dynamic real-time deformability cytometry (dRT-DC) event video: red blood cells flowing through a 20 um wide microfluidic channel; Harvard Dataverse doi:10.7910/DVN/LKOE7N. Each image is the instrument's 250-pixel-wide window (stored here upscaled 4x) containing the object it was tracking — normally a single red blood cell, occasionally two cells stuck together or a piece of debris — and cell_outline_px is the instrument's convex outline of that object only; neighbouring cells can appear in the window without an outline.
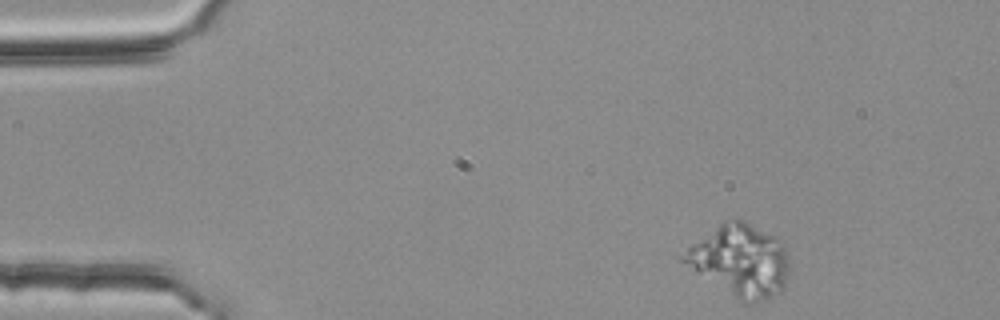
{"species": "common noctule bat (a hibernating species)", "species_latin": "Nyctalus noctula", "temperature_condition": "room temperature", "stored_images_in_passage": 49, "camera_frame_rate_fps": 3000, "um_per_image_px": 0.085, "animal": {"sex": "female", "body_mass_g": 25.1}, "frame": {"image": 1, "passage_image": 1, "time_ms": 0.0, "image_size_px": [1000, 320], "cell_outline_px": [[788, 272], [784, 288], [780, 292], [764, 300], [744, 300], [736, 296], [676, 260], [676, 256], [728, 216], [736, 216], [744, 220], [772, 236], [784, 248], [788, 260]], "centroid_in_image_um": [62.83, 22.07], "position_along_channel_um": 22.2, "area_um2": 43.58}}
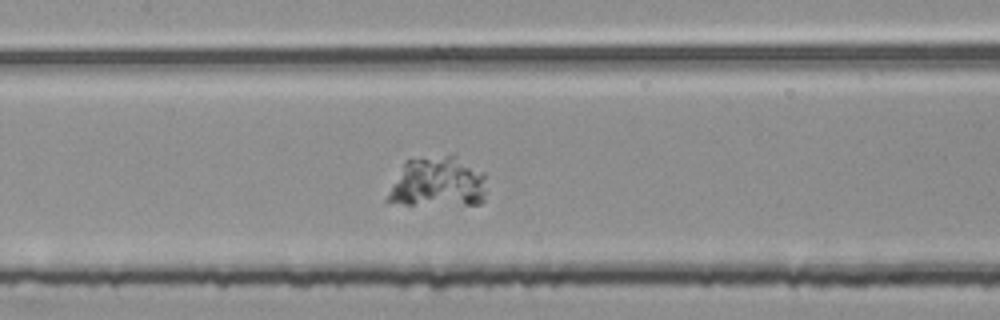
{"frame": {"image": 2, "passage_image": 20, "time_ms": 6.333, "image_size_px": [1000, 320], "cell_outline_px": [[484, 200], [480, 204], [404, 204], [384, 200], [392, 184], [404, 164], [408, 160], [456, 152], [484, 172]], "centroid_in_image_um": [37.26, 15.45], "position_along_channel_um": 170.1, "area_um2": 29.3}}
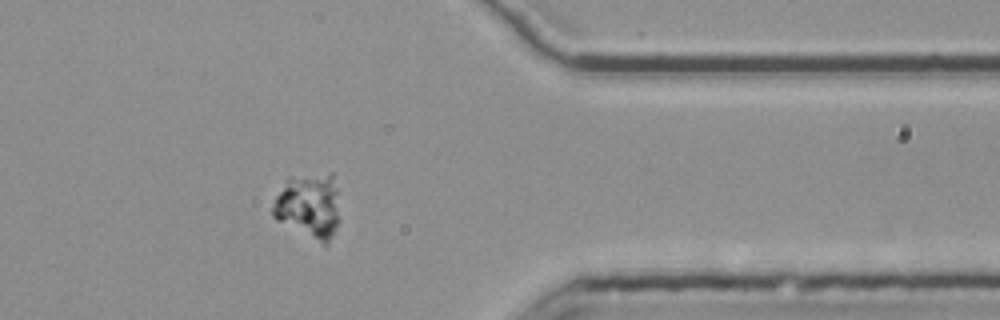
{"frame": {"image": 3, "passage_image": 39, "time_ms": 12.667, "image_size_px": [1000, 320], "cell_outline_px": [[340, 220], [328, 244], [324, 248], [276, 220], [272, 216], [272, 208], [276, 196], [288, 176], [332, 172], [336, 192]], "centroid_in_image_um": [26.25, 17.55], "position_along_channel_um": 385.1, "area_um2": 26.18}}